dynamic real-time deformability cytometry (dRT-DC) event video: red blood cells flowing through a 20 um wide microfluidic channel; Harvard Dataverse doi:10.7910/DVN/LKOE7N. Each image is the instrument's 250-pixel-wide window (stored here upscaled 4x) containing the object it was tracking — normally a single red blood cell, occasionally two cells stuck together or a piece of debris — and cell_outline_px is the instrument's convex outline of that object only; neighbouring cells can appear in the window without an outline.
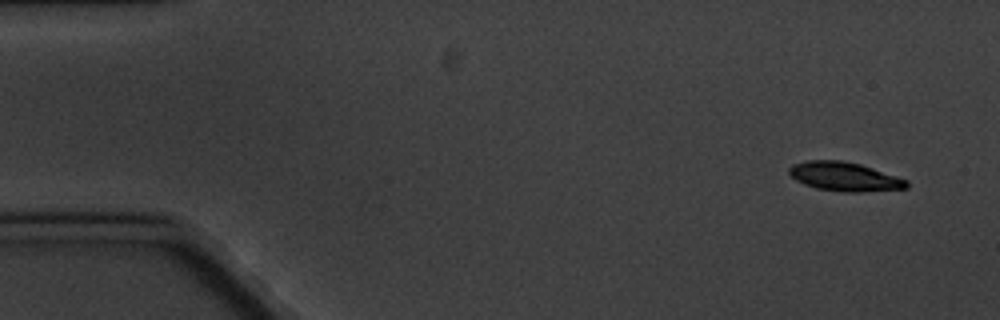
{"species": "common noctule bat (a hibernating species)", "species_latin": "Nyctalus noctula", "temperature_condition": "cold", "stored_images_in_passage": 7, "segment_of_instrument_passage": [2, 2], "camera_frame_rate_fps": 3000, "um_per_image_px": 0.085, "animal": {"sex": "male", "body_mass_g": 20.1, "forearm_length_mm": 53.5}, "frame": {"image": 1, "passage_image": 7, "time_ms": 7.333, "image_size_px": [1000, 320], "cell_outline_px": [[908, 188], [860, 192], [844, 192], [816, 188], [804, 184], [796, 180], [788, 172], [788, 168], [792, 164], [808, 160], [844, 160], [860, 164], [908, 180]], "centroid_in_image_um": [71.77, 15.01], "position_along_channel_um": 13.2, "area_um2": 19.83}}